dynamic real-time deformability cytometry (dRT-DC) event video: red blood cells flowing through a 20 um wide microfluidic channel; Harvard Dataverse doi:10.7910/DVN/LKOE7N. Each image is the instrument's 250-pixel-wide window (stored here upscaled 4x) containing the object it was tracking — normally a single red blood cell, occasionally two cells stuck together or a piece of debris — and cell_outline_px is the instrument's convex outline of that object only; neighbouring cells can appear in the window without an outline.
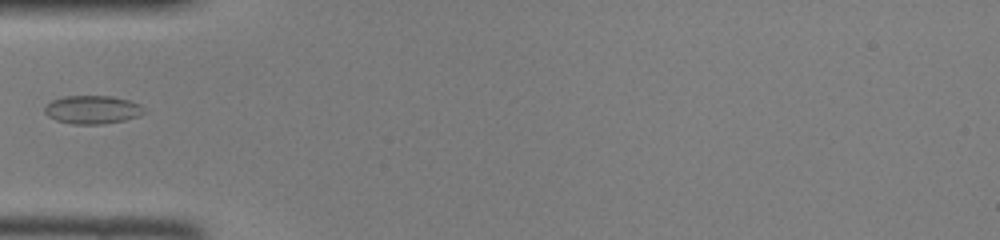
{"species": "common noctule bat (a hibernating species)", "species_latin": "Nyctalus noctula", "temperature_condition": "room temperature", "stored_images_in_passage": 32, "camera_frame_rate_fps": 3000, "um_per_image_px": 0.085, "animal": {"sex": "female", "body_mass_g": 22.0, "forearm_length_mm": 56.7}, "frame": {"image": 1, "passage_image": 1, "time_ms": 0.0, "image_size_px": [1000, 240], "cell_outline_px": [[144, 112], [136, 116], [124, 120], [100, 124], [72, 124], [56, 120], [48, 116], [44, 112], [44, 108], [52, 100], [64, 96], [112, 96], [128, 100], [140, 104], [144, 108]], "centroid_in_image_um": [7.83, 9.32], "position_along_channel_um": 77.2, "area_um2": 16.24}}
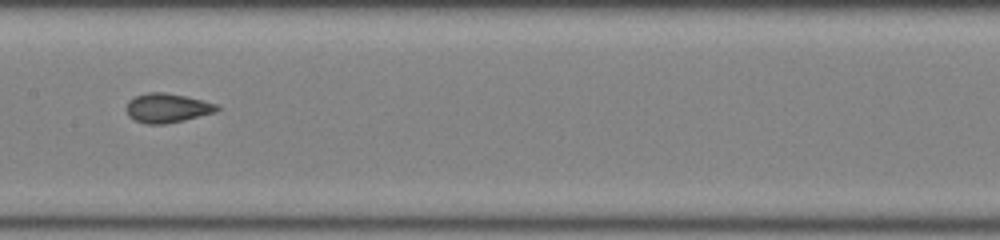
{"frame": {"image": 2, "passage_image": 9, "time_ms": 2.667, "image_size_px": [1000, 240], "cell_outline_px": [[220, 108], [216, 112], [184, 120], [164, 124], [148, 124], [136, 120], [128, 116], [128, 100], [136, 96], [148, 92], [164, 92], [184, 96], [216, 104]], "centroid_in_image_um": [14.22, 9.18], "position_along_channel_um": 193.2, "area_um2": 15.14}}
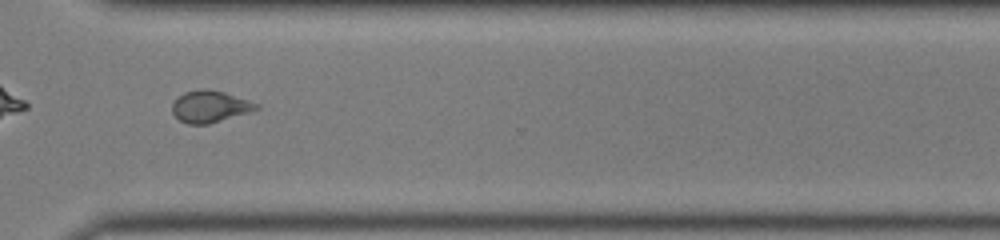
{"frame": {"image": 3, "passage_image": 20, "time_ms": 6.333, "image_size_px": [1000, 240], "cell_outline_px": [[260, 108], [248, 112], [208, 124], [188, 124], [180, 120], [172, 112], [172, 104], [184, 92], [204, 88], [224, 92], [260, 104]], "centroid_in_image_um": [17.85, 9.05], "position_along_channel_um": 352.8, "area_um2": 15.32}}